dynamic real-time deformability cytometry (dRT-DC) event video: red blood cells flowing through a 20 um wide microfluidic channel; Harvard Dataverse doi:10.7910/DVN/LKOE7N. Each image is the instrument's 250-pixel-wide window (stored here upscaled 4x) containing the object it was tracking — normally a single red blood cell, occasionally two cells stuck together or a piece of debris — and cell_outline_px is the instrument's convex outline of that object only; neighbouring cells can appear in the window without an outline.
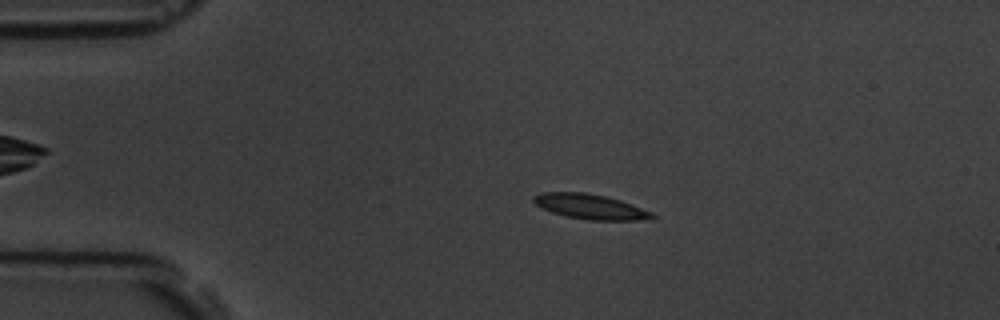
{"species": "common noctule bat (a hibernating species)", "species_latin": "Nyctalus noctula", "temperature_condition": "room temperature", "stored_images_in_passage": 9, "camera_frame_rate_fps": 3000, "um_per_image_px": 0.085, "animal": {"sex": "male", "body_mass_g": 19.5, "forearm_length_mm": 54.6}, "frame": {"image": 1, "passage_image": 2, "time_ms": 1.333, "image_size_px": [1000, 320], "cell_outline_px": [[656, 216], [636, 220], [588, 220], [568, 216], [552, 212], [536, 204], [532, 200], [532, 196], [540, 192], [584, 192], [604, 196], [620, 200], [632, 204], [652, 212]], "centroid_in_image_um": [50.14, 17.55], "position_along_channel_um": 34.9, "area_um2": 16.99}}
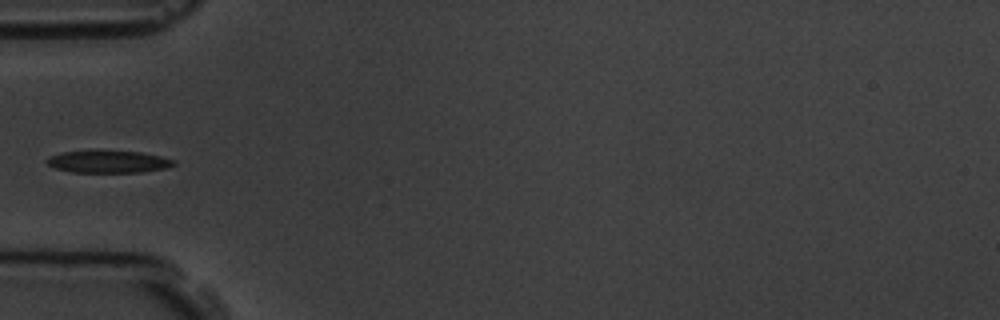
{"frame": {"image": 2, "passage_image": 4, "time_ms": 3.667, "image_size_px": [1000, 320], "cell_outline_px": [[176, 164], [168, 168], [144, 172], [72, 172], [56, 168], [48, 164], [44, 160], [48, 156], [60, 152], [140, 152], [160, 156], [176, 160]], "centroid_in_image_um": [9.24, 13.76], "position_along_channel_um": 75.8, "area_um2": 16.18}}
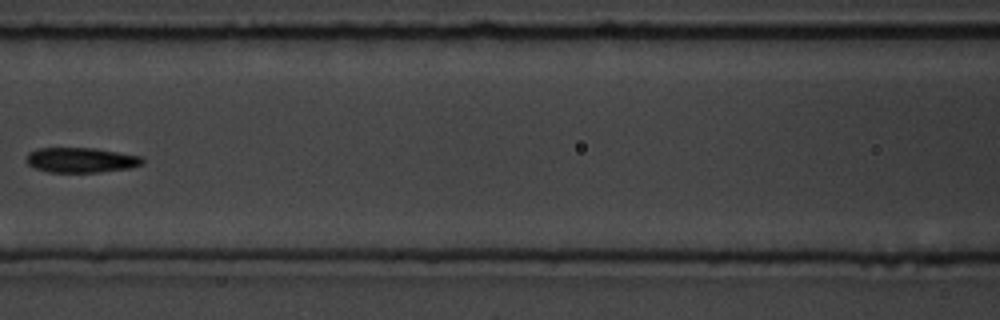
{"frame": {"image": 3, "passage_image": 6, "time_ms": 6.0, "image_size_px": [1000, 320], "cell_outline_px": [[144, 164], [132, 168], [96, 172], [48, 172], [36, 168], [28, 164], [24, 156], [28, 152], [36, 148], [96, 148], [140, 156], [144, 160]], "centroid_in_image_um": [6.87, 13.6], "position_along_channel_um": 159.7, "area_um2": 17.05}}